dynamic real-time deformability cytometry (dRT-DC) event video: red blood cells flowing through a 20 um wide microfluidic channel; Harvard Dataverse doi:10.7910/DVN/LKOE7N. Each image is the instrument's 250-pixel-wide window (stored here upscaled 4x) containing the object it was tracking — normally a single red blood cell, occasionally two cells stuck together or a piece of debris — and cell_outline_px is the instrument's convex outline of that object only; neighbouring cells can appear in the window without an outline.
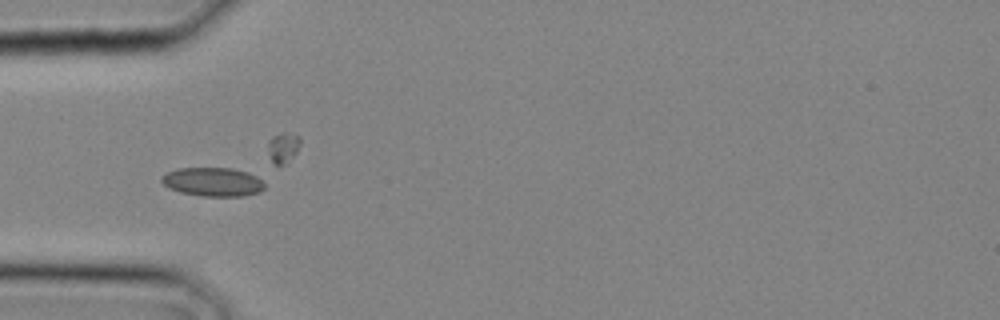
{"species": "common noctule bat (a hibernating species)", "species_latin": "Nyctalus noctula", "temperature_condition": "cold", "stored_images_in_passage": 29, "camera_frame_rate_fps": 3000, "um_per_image_px": 0.085, "animal": {"sex": "male", "body_mass_g": 20.4}, "frame": {"image": 1, "passage_image": 9, "time_ms": 2.667, "image_size_px": [1000, 320], "cell_outline_px": [[264, 188], [260, 192], [244, 196], [200, 196], [180, 192], [168, 188], [160, 180], [160, 176], [176, 168], [232, 168], [248, 172], [256, 176], [264, 184]], "centroid_in_image_um": [18.07, 15.46], "position_along_channel_um": 66.9, "area_um2": 17.4}}